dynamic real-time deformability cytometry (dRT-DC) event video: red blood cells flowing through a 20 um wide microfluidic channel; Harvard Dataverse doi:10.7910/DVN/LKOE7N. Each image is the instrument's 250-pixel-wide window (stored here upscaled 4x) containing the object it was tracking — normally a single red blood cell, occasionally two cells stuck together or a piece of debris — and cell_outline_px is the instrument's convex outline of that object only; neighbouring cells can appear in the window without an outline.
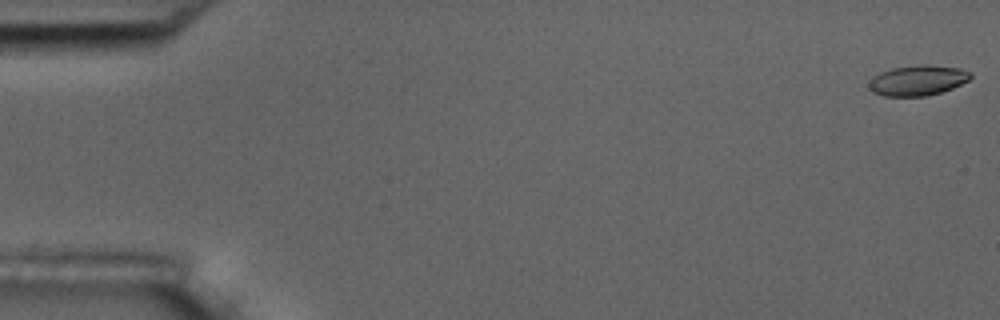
{"species": "common noctule bat (a hibernating species)", "species_latin": "Nyctalus noctula", "temperature_condition": "room temperature", "stored_images_in_passage": 11, "camera_frame_rate_fps": 3000, "um_per_image_px": 0.085, "animal": {"sex": "male", "body_mass_g": 17.5, "forearm_length_mm": 52.3}, "frame": {"image": 1, "passage_image": 1, "time_ms": 0.0, "image_size_px": [1000, 320], "cell_outline_px": [[972, 76], [968, 80], [952, 88], [928, 96], [884, 96], [872, 92], [868, 88], [868, 84], [880, 72], [892, 68], [916, 64], [928, 64], [960, 68], [972, 72]], "centroid_in_image_um": [78.02, 6.82], "position_along_channel_um": 7.0, "area_um2": 18.03}}